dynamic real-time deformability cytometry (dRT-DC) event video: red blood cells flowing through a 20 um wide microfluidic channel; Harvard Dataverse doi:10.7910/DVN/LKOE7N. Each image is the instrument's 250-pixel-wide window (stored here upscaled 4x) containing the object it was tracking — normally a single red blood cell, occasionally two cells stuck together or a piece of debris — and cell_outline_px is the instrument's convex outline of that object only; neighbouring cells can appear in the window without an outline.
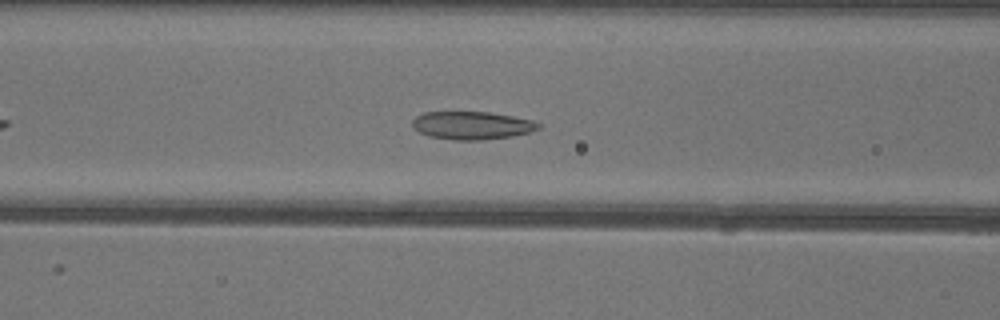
{"species": "common noctule bat (a hibernating species)", "species_latin": "Nyctalus noctula", "temperature_condition": "warm", "stored_images_in_passage": 33, "camera_frame_rate_fps": 3000, "um_per_image_px": 0.085, "animal": {"sex": "female"}, "frame": {"image": 1, "passage_image": 10, "time_ms": 3.0, "image_size_px": [1000, 320], "cell_outline_px": [[540, 128], [532, 132], [512, 136], [484, 140], [452, 140], [428, 136], [412, 128], [412, 120], [416, 116], [424, 112], [488, 112], [512, 116], [532, 120], [540, 124]], "centroid_in_image_um": [40.1, 10.67], "position_along_channel_um": 126.5, "area_um2": 20.69}}
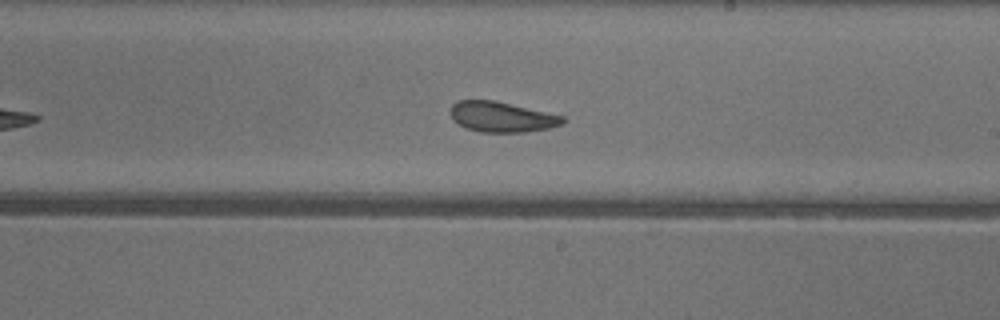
{"frame": {"image": 2, "passage_image": 19, "time_ms": 6.0, "image_size_px": [1000, 320], "cell_outline_px": [[568, 120], [564, 124], [548, 128], [524, 132], [480, 132], [468, 128], [452, 120], [448, 112], [452, 104], [456, 100], [496, 100], [564, 116]], "centroid_in_image_um": [42.64, 9.92], "position_along_channel_um": 246.4, "area_um2": 20.11}}
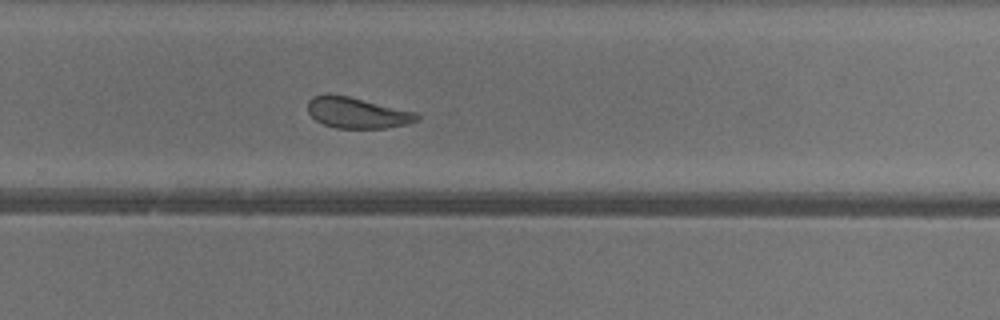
{"frame": {"image": 3, "passage_image": 23, "time_ms": 7.333, "image_size_px": [1000, 320], "cell_outline_px": [[420, 120], [408, 124], [384, 128], [336, 128], [324, 124], [316, 120], [308, 112], [308, 100], [312, 96], [328, 92], [348, 96], [416, 112], [420, 116]], "centroid_in_image_um": [30.34, 9.57], "position_along_channel_um": 299.5, "area_um2": 19.83}, "authors_computed_cell_mechanics": {"area_um2": 20.7502, "velocity_mm_per_s": 4.006, "shape_relaxation_time_tau1_ms": 10.8049, "shape_relaxation_time_tau2_ms": 1.7273, "deformation_change_tau1": 0.182, "deformation_change_tau2": 0.0964}}